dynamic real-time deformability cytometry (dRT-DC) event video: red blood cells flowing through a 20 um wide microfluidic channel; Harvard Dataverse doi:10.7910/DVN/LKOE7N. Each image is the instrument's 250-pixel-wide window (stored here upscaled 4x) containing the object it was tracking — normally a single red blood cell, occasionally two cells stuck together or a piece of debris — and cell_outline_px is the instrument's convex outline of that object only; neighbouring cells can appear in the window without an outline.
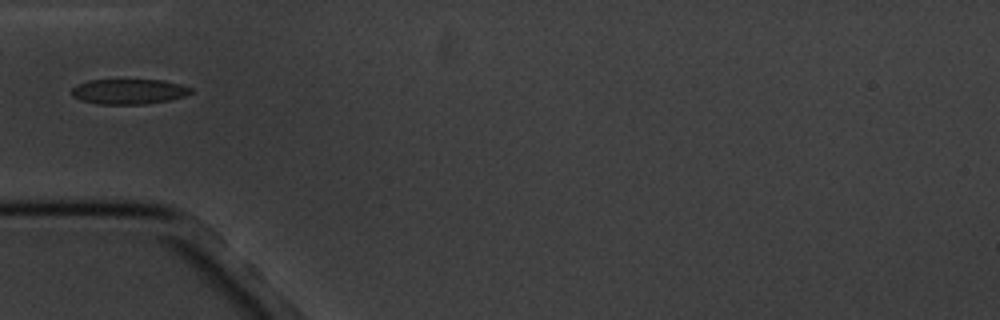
{"species": "common noctule bat (a hibernating species)", "species_latin": "Nyctalus noctula", "temperature_condition": "cold", "stored_images_in_passage": 13, "camera_frame_rate_fps": 3000, "um_per_image_px": 0.085, "animal": {"sex": "male", "body_mass_g": 20.1, "forearm_length_mm": 53.5}, "frame": {"image": 1, "passage_image": 2, "time_ms": 1.333, "image_size_px": [1000, 320], "cell_outline_px": [[192, 92], [184, 96], [168, 100], [144, 104], [96, 104], [80, 100], [72, 96], [72, 88], [76, 84], [88, 80], [164, 80], [180, 84], [192, 88]], "centroid_in_image_um": [10.92, 7.78], "position_along_channel_um": 74.1, "area_um2": 17.51}}
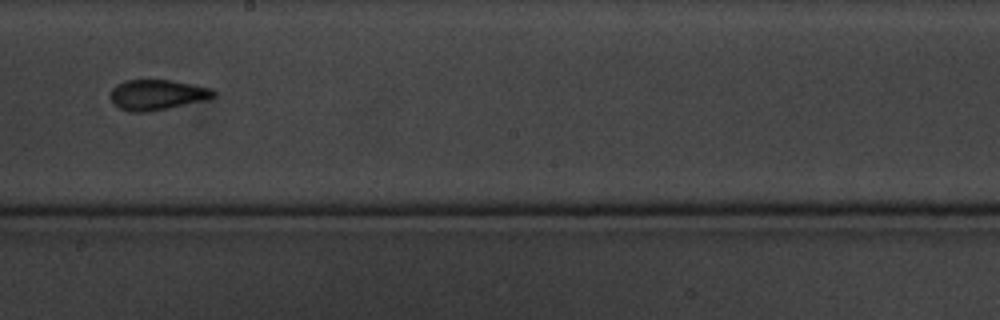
{"frame": {"image": 2, "passage_image": 6, "time_ms": 6.0, "image_size_px": [1000, 320], "cell_outline_px": [[216, 96], [168, 108], [148, 112], [132, 112], [120, 108], [112, 100], [112, 88], [116, 84], [124, 80], [172, 80], [208, 88], [216, 92]], "centroid_in_image_um": [13.31, 8.04], "position_along_channel_um": 234.9, "area_um2": 17.74}}
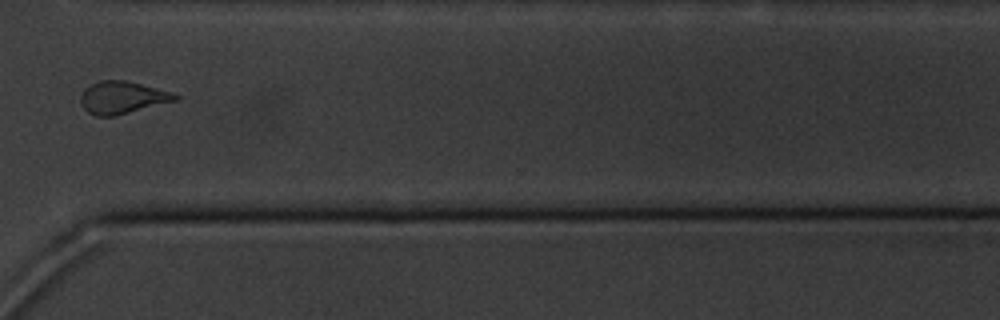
{"frame": {"image": 3, "passage_image": 9, "time_ms": 9.667, "image_size_px": [1000, 320], "cell_outline_px": [[180, 100], [116, 116], [96, 116], [88, 112], [84, 108], [80, 100], [80, 96], [84, 88], [100, 80], [124, 80], [172, 92], [180, 96]], "centroid_in_image_um": [10.42, 8.3], "position_along_channel_um": 360.2, "area_um2": 17.98}, "authors_computed_cell_mechanics": {"area_um2": 17.9758, "velocity_mm_per_s": 3.4287, "shape_relaxation_time_tau1_ms": 5.7493, "shape_relaxation_time_tau2_ms": 2.5125, "deformation_change_tau1": 0.1696, "deformation_change_tau2": 0.0836}}